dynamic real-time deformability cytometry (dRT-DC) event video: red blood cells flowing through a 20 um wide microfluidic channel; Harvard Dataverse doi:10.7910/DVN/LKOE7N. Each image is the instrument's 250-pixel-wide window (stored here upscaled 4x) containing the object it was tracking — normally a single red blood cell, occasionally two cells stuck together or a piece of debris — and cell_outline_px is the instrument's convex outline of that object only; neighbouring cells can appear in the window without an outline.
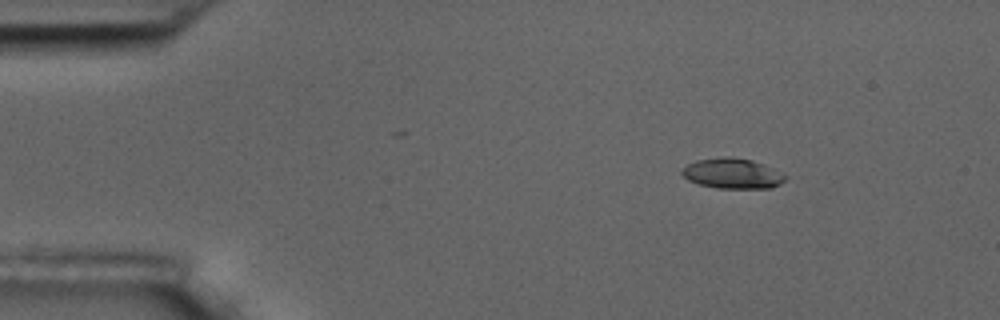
{"species": "common noctule bat (a hibernating species)", "species_latin": "Nyctalus noctula", "temperature_condition": "room temperature", "stored_images_in_passage": 3, "camera_frame_rate_fps": 3000, "um_per_image_px": 0.085, "animal": {"sex": "male", "body_mass_g": 17.5, "forearm_length_mm": 52.3}, "frame": {"image": 1, "passage_image": 1, "time_ms": 0.0, "image_size_px": [1000, 320], "cell_outline_px": [[792, 176], [780, 184], [772, 188], [716, 188], [700, 184], [688, 180], [680, 172], [688, 164], [696, 160], [724, 156], [728, 156], [752, 160], [764, 164], [784, 172]], "centroid_in_image_um": [62.34, 14.74], "position_along_channel_um": 22.7, "area_um2": 18.55}}
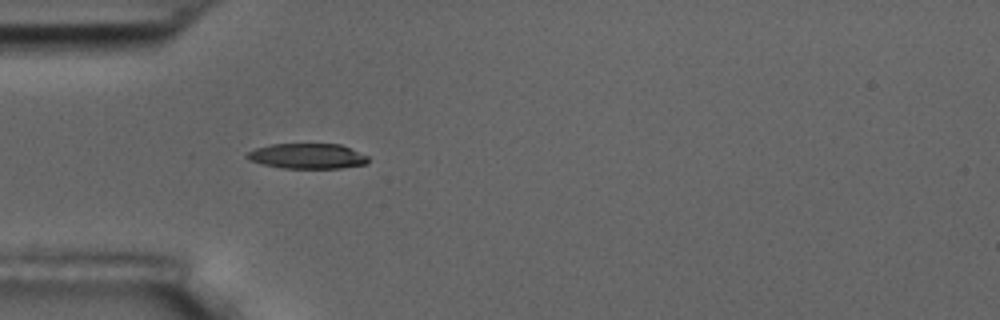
{"frame": {"image": 2, "passage_image": 3, "time_ms": 3.0, "image_size_px": [1000, 320], "cell_outline_px": [[368, 160], [364, 164], [340, 168], [284, 168], [260, 164], [248, 160], [244, 156], [248, 152], [256, 148], [272, 144], [340, 144], [368, 156]], "centroid_in_image_um": [26.07, 13.27], "position_along_channel_um": 58.9, "area_um2": 17.74}}